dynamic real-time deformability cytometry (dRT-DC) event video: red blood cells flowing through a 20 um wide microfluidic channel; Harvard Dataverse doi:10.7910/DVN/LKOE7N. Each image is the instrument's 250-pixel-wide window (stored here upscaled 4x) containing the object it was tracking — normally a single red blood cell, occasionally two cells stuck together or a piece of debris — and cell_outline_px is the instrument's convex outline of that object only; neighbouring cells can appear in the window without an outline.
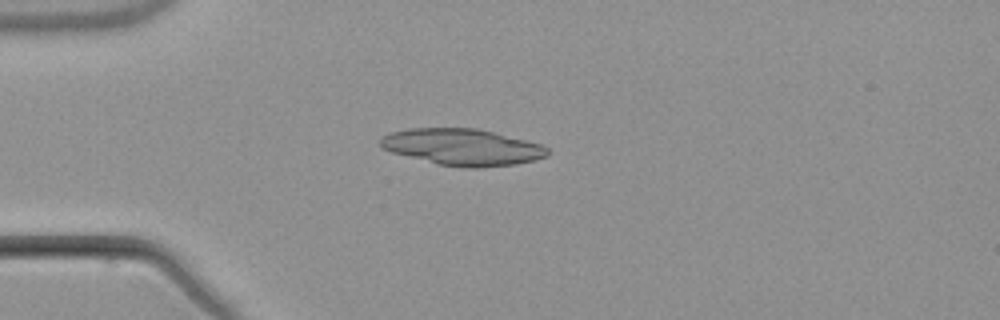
{"species": "common noctule bat (a hibernating species)", "species_latin": "Nyctalus noctula", "temperature_condition": "warm", "stored_images_in_passage": 7, "camera_frame_rate_fps": 3000, "um_per_image_px": 0.085, "animal": {"sex": "male", "body_mass_g": 21.5, "forearm_length_mm": 52.0}, "frame": {"image": 1, "passage_image": 4, "time_ms": 4.667, "image_size_px": [1000, 320], "cell_outline_px": [[548, 156], [536, 160], [516, 164], [476, 168], [464, 168], [440, 164], [392, 152], [384, 148], [380, 144], [380, 136], [392, 132], [408, 128], [476, 128], [540, 144], [548, 148]], "centroid_in_image_um": [39.31, 12.5], "position_along_channel_um": 45.7, "area_um2": 35.26}}
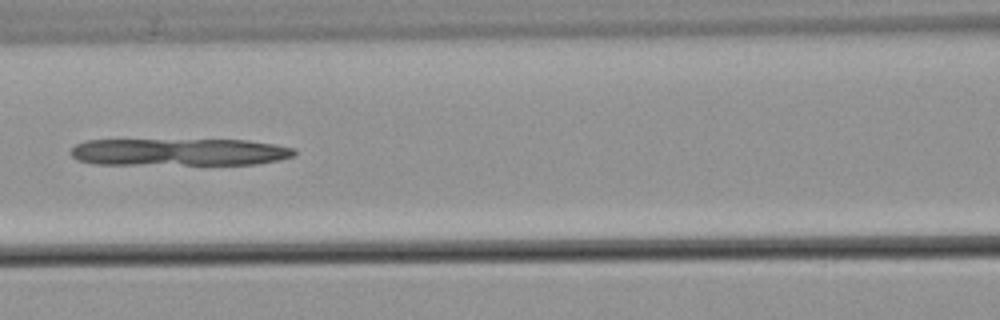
{"frame": {"image": 2, "passage_image": 7, "time_ms": 8.0, "image_size_px": [1000, 320], "cell_outline_px": [[296, 152], [292, 156], [276, 160], [256, 164], [96, 164], [76, 160], [68, 152], [76, 144], [84, 140], [248, 140], [276, 144], [296, 148]], "centroid_in_image_um": [15.2, 12.92], "position_along_channel_um": 151.4, "area_um2": 35.66}}